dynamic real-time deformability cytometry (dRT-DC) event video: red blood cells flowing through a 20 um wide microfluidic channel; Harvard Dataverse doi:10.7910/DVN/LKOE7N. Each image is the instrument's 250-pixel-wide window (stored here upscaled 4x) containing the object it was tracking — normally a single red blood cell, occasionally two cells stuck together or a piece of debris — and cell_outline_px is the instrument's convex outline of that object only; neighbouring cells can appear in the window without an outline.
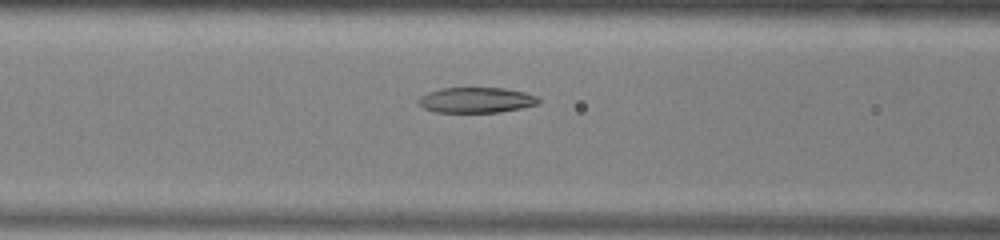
{"species": "common noctule bat (a hibernating species)", "species_latin": "Nyctalus noctula", "temperature_condition": "warm", "stored_images_in_passage": 43, "camera_frame_rate_fps": 3000, "um_per_image_px": 0.085, "animal": {"sex": "male", "body_mass_g": 13.0, "forearm_length_mm": 53.1}, "frame": {"image": 1, "passage_image": 20, "time_ms": 6.333, "image_size_px": [1000, 240], "cell_outline_px": [[540, 100], [536, 104], [520, 108], [500, 112], [436, 112], [424, 108], [416, 100], [420, 96], [428, 92], [440, 88], [504, 88], [524, 92], [536, 96]], "centroid_in_image_um": [40.44, 8.5], "position_along_channel_um": 126.2, "area_um2": 17.69}}
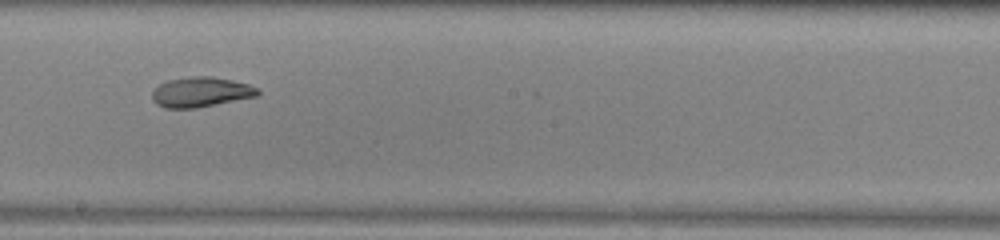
{"frame": {"image": 2, "passage_image": 28, "time_ms": 9.0, "image_size_px": [1000, 240], "cell_outline_px": [[260, 92], [256, 96], [196, 108], [164, 108], [156, 104], [152, 100], [152, 92], [160, 84], [168, 80], [192, 76], [212, 76], [232, 80], [248, 84], [260, 88]], "centroid_in_image_um": [17.07, 7.82], "position_along_channel_um": 231.1, "area_um2": 18.44}}
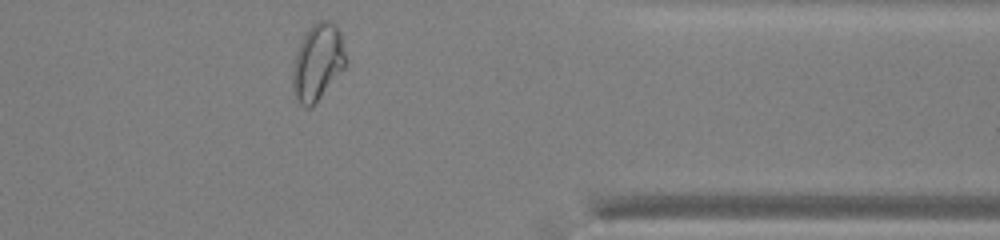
{"frame": {"image": 3, "passage_image": 41, "time_ms": 13.333, "image_size_px": [1000, 240], "cell_outline_px": [[348, 60], [344, 68], [312, 108], [308, 108], [300, 104], [292, 92], [292, 68], [296, 52], [308, 28], [312, 24], [320, 20], [328, 20], [336, 24], [340, 32]], "centroid_in_image_um": [27.0, 5.29], "position_along_channel_um": 384.4, "area_um2": 23.99}, "authors_computed_cell_mechanics": {"area_um2": 20.2878, "velocity_mm_per_s": 3.9501, "shape_relaxation_time_tau1_ms": null, "shape_relaxation_time_tau2_ms": 2.7799, "deformation_change_tau1": null, "deformation_change_tau2": 0.0945}}